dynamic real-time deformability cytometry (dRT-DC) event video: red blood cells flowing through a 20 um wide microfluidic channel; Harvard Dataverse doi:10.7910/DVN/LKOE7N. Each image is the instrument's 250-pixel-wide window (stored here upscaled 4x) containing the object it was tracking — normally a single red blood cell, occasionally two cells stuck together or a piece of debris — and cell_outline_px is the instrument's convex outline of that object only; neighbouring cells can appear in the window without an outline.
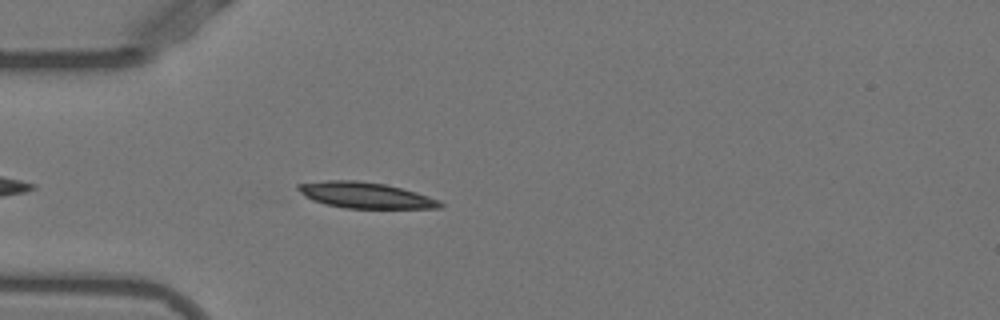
{"species": "Egyptian fruit bat (a non-hibernating species)", "species_latin": "Rousettus aegyptiacus", "temperature_condition": "warm", "stored_images_in_passage": 38, "camera_frame_rate_fps": 3000, "um_per_image_px": 0.085, "animal": {"sex": "female"}, "frame": {"image": 1, "passage_image": 5, "time_ms": 1.333, "image_size_px": [1000, 320], "cell_outline_px": [[444, 208], [344, 208], [324, 204], [312, 200], [304, 196], [296, 188], [296, 184], [328, 180], [356, 180], [384, 184], [416, 192], [440, 200], [444, 204]], "centroid_in_image_um": [31.04, 16.6], "position_along_channel_um": 54.0, "area_um2": 21.5}}
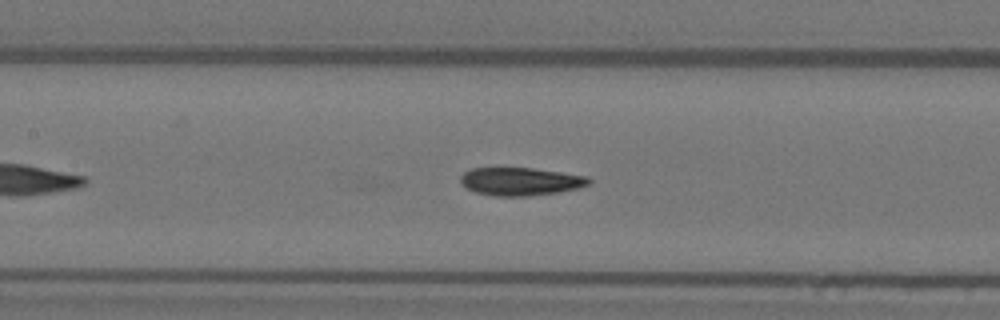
{"frame": {"image": 2, "passage_image": 14, "time_ms": 4.333, "image_size_px": [1000, 320], "cell_outline_px": [[592, 184], [580, 188], [556, 192], [528, 196], [492, 196], [476, 192], [468, 188], [460, 180], [460, 176], [464, 172], [472, 168], [532, 168], [588, 176], [592, 180]], "centroid_in_image_um": [44.29, 15.42], "position_along_channel_um": 163.1, "area_um2": 20.92}}
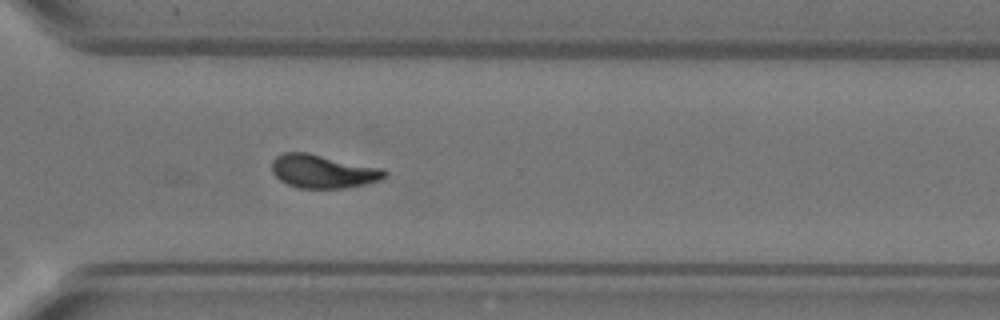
{"frame": {"image": 3, "passage_image": 28, "time_ms": 9.0, "image_size_px": [1000, 320], "cell_outline_px": [[388, 172], [380, 180], [364, 184], [344, 188], [300, 188], [288, 184], [280, 180], [272, 172], [272, 160], [276, 156], [284, 152], [308, 152], [384, 168]], "centroid_in_image_um": [27.46, 14.55], "position_along_channel_um": 343.1, "area_um2": 22.08}, "authors_computed_cell_mechanics": {"area_um2": 21.5016, "velocity_mm_per_s": 3.8764, "shape_relaxation_time_tau1_ms": 3.6583, "shape_relaxation_time_tau2_ms": 1.1174, "deformation_change_tau1": 0.1809, "deformation_change_tau2": 0.0681}}